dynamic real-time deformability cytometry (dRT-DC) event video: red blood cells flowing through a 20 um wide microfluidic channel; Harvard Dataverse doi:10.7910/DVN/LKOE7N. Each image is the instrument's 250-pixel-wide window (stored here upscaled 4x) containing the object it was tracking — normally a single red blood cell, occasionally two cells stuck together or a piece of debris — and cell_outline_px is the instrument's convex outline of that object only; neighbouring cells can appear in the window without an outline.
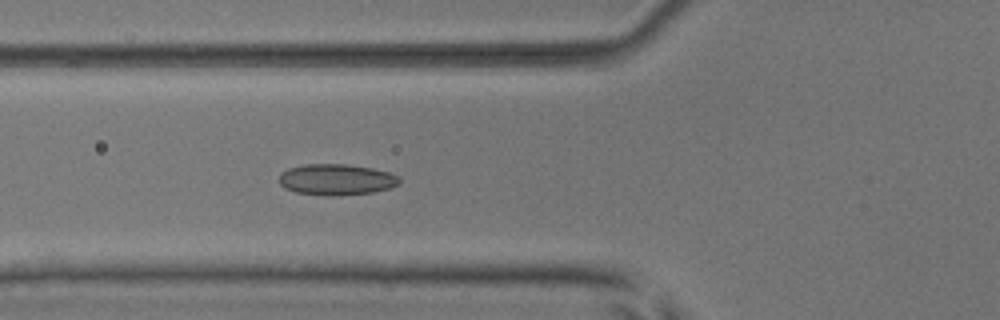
{"species": "common noctule bat (a hibernating species)", "species_latin": "Nyctalus noctula", "temperature_condition": "room temperature", "stored_images_in_passage": 6, "camera_frame_rate_fps": 3000, "um_per_image_px": 0.085, "animal": {"sex": "male", "body_mass_g": 17.9, "forearm_length_mm": 54.2}, "frame": {"image": 1, "passage_image": 6, "time_ms": 5.667, "image_size_px": [1000, 320], "cell_outline_px": [[400, 184], [388, 188], [372, 192], [340, 196], [324, 196], [296, 192], [284, 188], [276, 180], [280, 172], [288, 168], [304, 164], [348, 164], [372, 168], [388, 172], [396, 176], [400, 180]], "centroid_in_image_um": [28.52, 15.26], "position_along_channel_um": 97.3, "area_um2": 22.08}}